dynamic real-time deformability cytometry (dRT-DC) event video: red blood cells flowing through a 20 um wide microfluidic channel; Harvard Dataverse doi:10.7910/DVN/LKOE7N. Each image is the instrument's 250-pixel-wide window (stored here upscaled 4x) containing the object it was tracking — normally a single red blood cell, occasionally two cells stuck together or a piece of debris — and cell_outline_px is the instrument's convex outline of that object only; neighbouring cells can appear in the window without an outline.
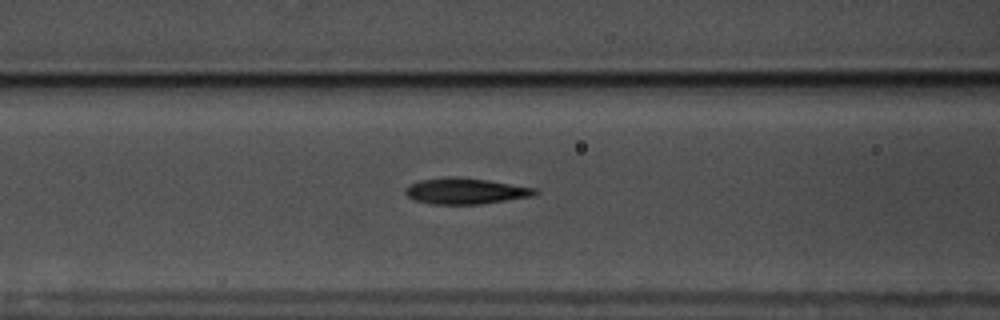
{"species": "common noctule bat (a hibernating species)", "species_latin": "Nyctalus noctula", "temperature_condition": "warm", "stored_images_in_passage": 42, "camera_frame_rate_fps": 3000, "um_per_image_px": 0.085, "animal": {"sex": "male", "body_mass_g": 17.5, "forearm_length_mm": 52.3}, "frame": {"image": 1, "passage_image": 8, "time_ms": 2.333, "image_size_px": [1000, 320], "cell_outline_px": [[540, 192], [536, 196], [480, 204], [428, 204], [416, 200], [408, 196], [404, 192], [404, 188], [408, 184], [420, 180], [448, 176], [456, 176], [488, 180], [536, 188]], "centroid_in_image_um": [39.58, 16.23], "position_along_channel_um": 127.0, "area_um2": 19.94}}
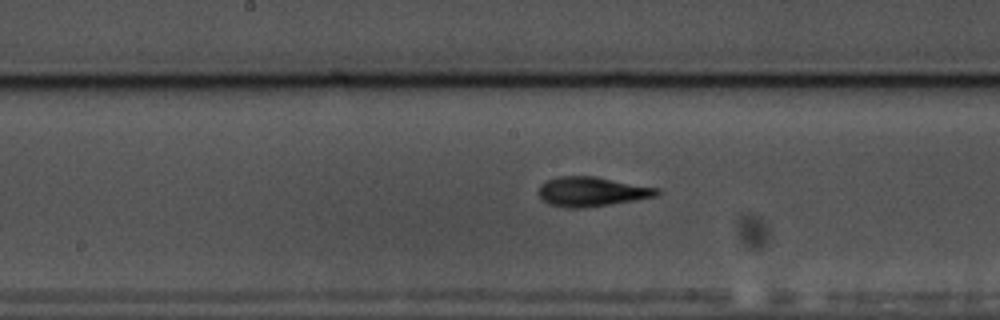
{"frame": {"image": 2, "passage_image": 14, "time_ms": 4.333, "image_size_px": [1000, 320], "cell_outline_px": [[660, 192], [656, 196], [636, 200], [584, 208], [564, 208], [548, 204], [540, 200], [540, 184], [548, 180], [560, 176], [596, 176], [660, 188]], "centroid_in_image_um": [50.3, 16.29], "position_along_channel_um": 197.9, "area_um2": 20.52}}
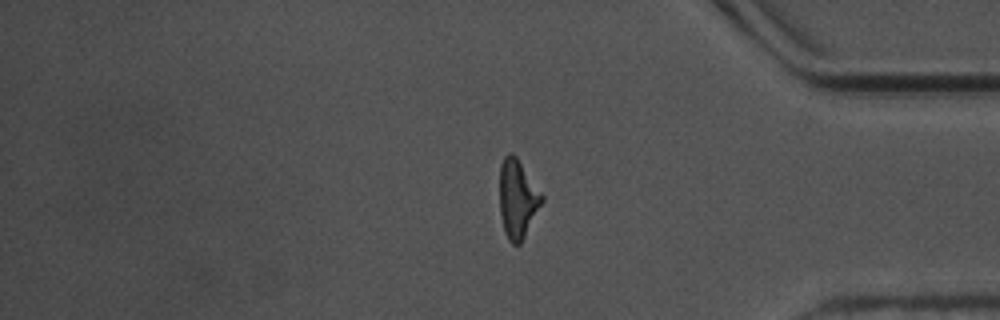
{"frame": {"image": 3, "passage_image": 32, "time_ms": 10.333, "image_size_px": [1000, 320], "cell_outline_px": [[544, 200], [520, 244], [512, 244], [508, 240], [504, 232], [500, 212], [500, 164], [504, 156], [508, 152], [512, 152], [516, 156], [544, 196]], "centroid_in_image_um": [43.98, 16.89], "position_along_channel_um": 391.2, "area_um2": 19.31}, "authors_computed_cell_mechanics": {"area_um2": 19.363, "velocity_mm_per_s": 3.5553, "shape_relaxation_time_tau1_ms": 4.5114, "shape_relaxation_time_tau2_ms": 2.6019, "deformation_change_tau1": 0.1883, "deformation_change_tau2": 0.1084}}